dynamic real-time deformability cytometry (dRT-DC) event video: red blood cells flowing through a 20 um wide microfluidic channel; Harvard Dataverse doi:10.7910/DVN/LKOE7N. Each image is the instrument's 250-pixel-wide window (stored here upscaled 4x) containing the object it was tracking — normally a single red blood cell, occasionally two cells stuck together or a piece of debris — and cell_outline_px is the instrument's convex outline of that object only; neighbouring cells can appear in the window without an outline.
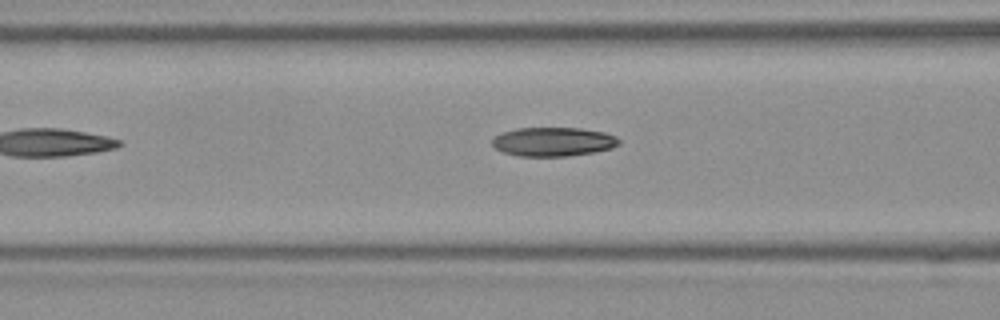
{"species": "Egyptian fruit bat (a non-hibernating species)", "species_latin": "Rousettus aegyptiacus", "temperature_condition": "room temperature", "stored_images_in_passage": 4, "camera_frame_rate_fps": 3000, "um_per_image_px": 0.085, "frame": {"image": 1, "passage_image": 4, "time_ms": 1.0, "image_size_px": [1000, 320], "cell_outline_px": [[620, 144], [612, 148], [592, 152], [568, 156], [520, 156], [504, 152], [496, 148], [492, 144], [492, 140], [496, 136], [504, 132], [516, 128], [580, 128], [604, 132], [616, 136], [620, 140]], "centroid_in_image_um": [47.05, 12.04], "position_along_channel_um": 119.5, "area_um2": 21.27}}